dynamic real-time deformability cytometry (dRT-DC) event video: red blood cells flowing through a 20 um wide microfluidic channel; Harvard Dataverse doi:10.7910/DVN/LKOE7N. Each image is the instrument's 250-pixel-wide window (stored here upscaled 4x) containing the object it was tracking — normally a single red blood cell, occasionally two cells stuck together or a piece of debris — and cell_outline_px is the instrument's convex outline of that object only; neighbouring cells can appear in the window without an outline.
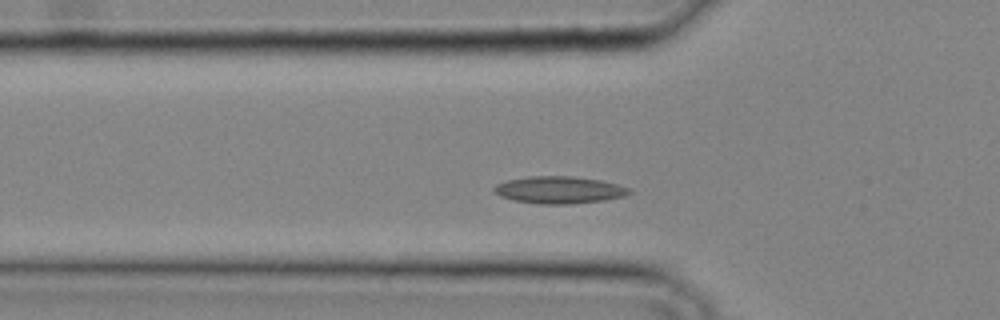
{"species": "common noctule bat (a hibernating species)", "species_latin": "Nyctalus noctula", "temperature_condition": "cold", "stored_images_in_passage": 31, "camera_frame_rate_fps": 3000, "um_per_image_px": 0.085, "animal": {"sex": "male", "body_mass_g": 20.4}, "frame": {"image": 1, "passage_image": 7, "time_ms": 2.0, "image_size_px": [1000, 320], "cell_outline_px": [[632, 192], [624, 196], [604, 200], [568, 204], [540, 204], [512, 200], [500, 196], [492, 192], [492, 188], [496, 184], [508, 180], [528, 176], [572, 176], [600, 180], [632, 188]], "centroid_in_image_um": [47.5, 16.14], "position_along_channel_um": 78.3, "area_um2": 21.5}}
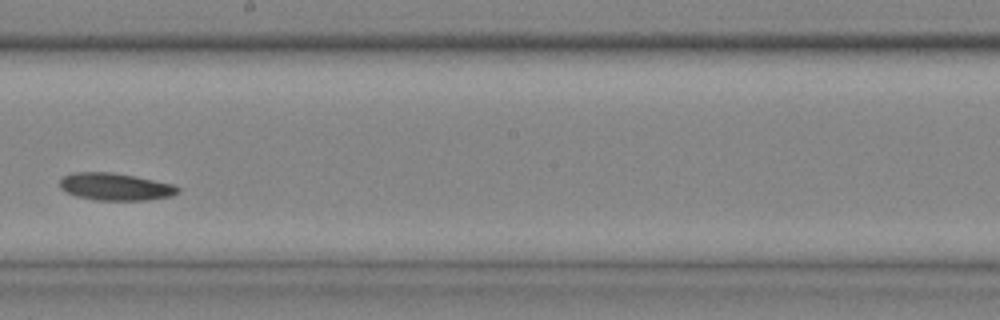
{"frame": {"image": 2, "passage_image": 16, "time_ms": 5.0, "image_size_px": [1000, 320], "cell_outline_px": [[180, 192], [172, 196], [148, 200], [96, 200], [76, 196], [60, 188], [60, 180], [64, 176], [72, 172], [112, 172], [136, 176], [176, 184], [180, 188]], "centroid_in_image_um": [9.86, 15.86], "position_along_channel_um": 238.3, "area_um2": 19.02}}
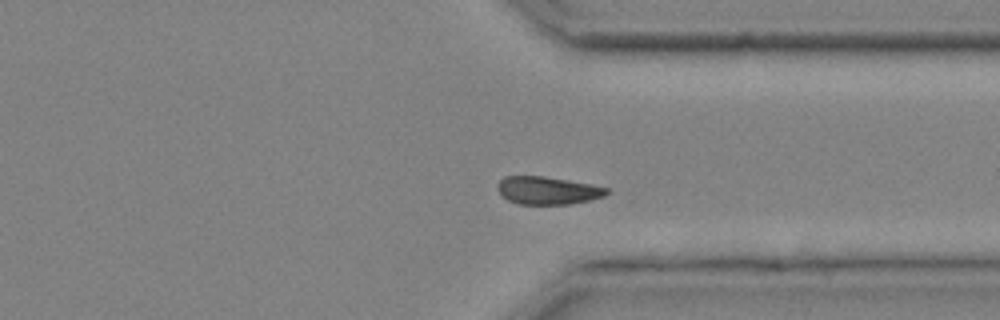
{"frame": {"image": 3, "passage_image": 23, "time_ms": 7.333, "image_size_px": [1000, 320], "cell_outline_px": [[608, 192], [604, 196], [592, 200], [572, 204], [516, 204], [508, 200], [500, 192], [500, 180], [504, 176], [544, 176], [592, 184], [608, 188]], "centroid_in_image_um": [46.61, 16.19], "position_along_channel_um": 364.8, "area_um2": 17.57}}